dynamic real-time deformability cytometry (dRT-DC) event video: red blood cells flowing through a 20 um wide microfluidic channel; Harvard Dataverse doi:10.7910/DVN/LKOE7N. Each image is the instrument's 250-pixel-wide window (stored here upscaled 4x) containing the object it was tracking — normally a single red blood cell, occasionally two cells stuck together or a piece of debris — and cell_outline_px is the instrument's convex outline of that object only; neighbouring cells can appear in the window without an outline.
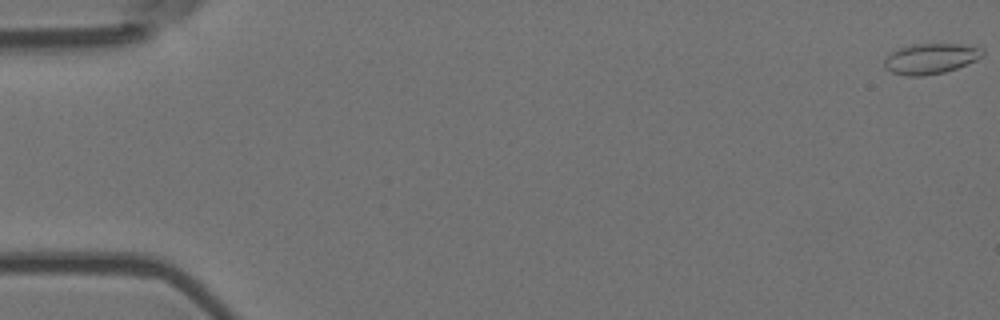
{"species": "Egyptian fruit bat (a non-hibernating species)", "species_latin": "Rousettus aegyptiacus", "temperature_condition": "room temperature", "stored_images_in_passage": 6, "camera_frame_rate_fps": 3000, "um_per_image_px": 0.085, "animal": {"sex": "female"}, "frame": {"image": 1, "passage_image": 1, "time_ms": 0.0, "image_size_px": [1000, 320], "cell_outline_px": [[984, 56], [976, 60], [956, 68], [944, 72], [924, 76], [904, 76], [892, 72], [884, 68], [884, 60], [892, 52], [900, 48], [912, 44], [960, 44], [984, 48]], "centroid_in_image_um": [79.12, 4.99], "position_along_channel_um": 5.9, "area_um2": 17.46}}
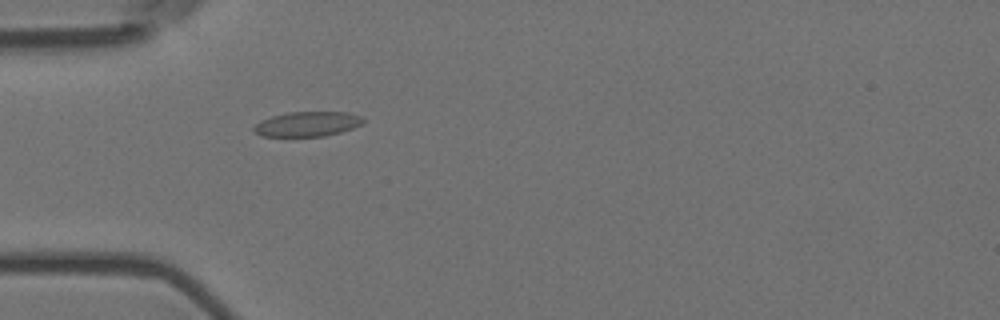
{"frame": {"image": 2, "passage_image": 6, "time_ms": 1.667, "image_size_px": [1000, 320], "cell_outline_px": [[364, 120], [360, 124], [352, 128], [340, 132], [324, 136], [260, 136], [252, 132], [252, 128], [260, 120], [272, 116], [288, 112], [348, 112], [360, 116]], "centroid_in_image_um": [26.06, 10.54], "position_along_channel_um": 58.9, "area_um2": 15.78}}